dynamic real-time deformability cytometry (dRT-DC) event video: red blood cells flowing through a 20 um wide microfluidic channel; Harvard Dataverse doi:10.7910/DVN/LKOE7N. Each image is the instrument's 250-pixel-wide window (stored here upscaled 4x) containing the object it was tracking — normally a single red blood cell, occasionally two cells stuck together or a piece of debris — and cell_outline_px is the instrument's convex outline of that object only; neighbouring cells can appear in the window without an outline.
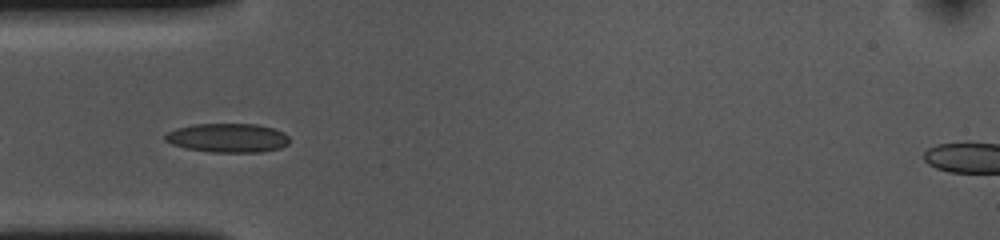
{"species": "common noctule bat (a hibernating species)", "species_latin": "Nyctalus noctula", "temperature_condition": "cold", "stored_images_in_passage": 18, "camera_frame_rate_fps": 3000, "um_per_image_px": 0.085, "animal": {"sex": "female", "body_mass_g": 10.0, "forearm_length_mm": 53.1}, "frame": {"image": 1, "passage_image": 3, "time_ms": 0.667, "image_size_px": [1000, 240], "cell_outline_px": [[288, 144], [280, 148], [260, 152], [212, 152], [188, 148], [172, 144], [164, 140], [164, 136], [168, 132], [176, 128], [192, 124], [256, 124], [272, 128], [284, 132], [288, 136]], "centroid_in_image_um": [19.35, 11.71], "position_along_channel_um": 65.6, "area_um2": 20.92}}
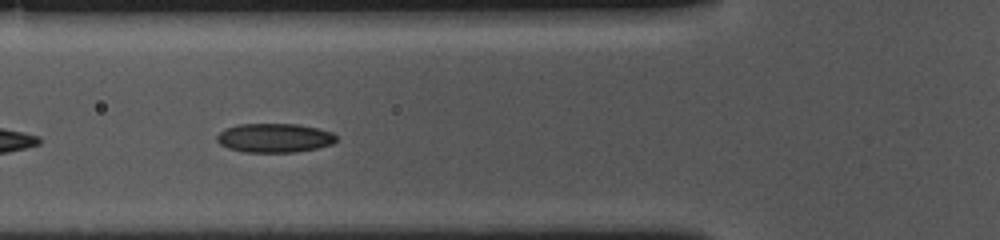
{"frame": {"image": 2, "passage_image": 6, "time_ms": 1.667, "image_size_px": [1000, 240], "cell_outline_px": [[336, 140], [332, 144], [316, 148], [292, 152], [244, 152], [228, 148], [220, 144], [216, 140], [216, 136], [224, 128], [236, 124], [296, 124], [316, 128], [332, 132], [336, 136]], "centroid_in_image_um": [23.28, 11.72], "position_along_channel_um": 102.5, "area_um2": 20.17}}
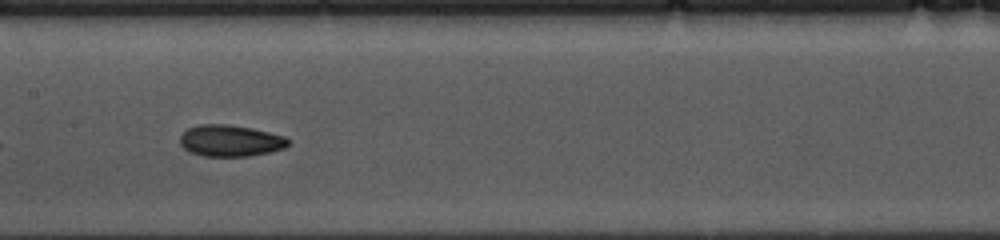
{"frame": {"image": 3, "passage_image": 13, "time_ms": 4.0, "image_size_px": [1000, 240], "cell_outline_px": [[292, 140], [284, 148], [268, 152], [248, 156], [204, 156], [188, 152], [180, 144], [180, 136], [188, 128], [200, 124], [228, 124], [252, 128], [284, 136]], "centroid_in_image_um": [19.57, 11.96], "position_along_channel_um": 187.8, "area_um2": 19.88}}